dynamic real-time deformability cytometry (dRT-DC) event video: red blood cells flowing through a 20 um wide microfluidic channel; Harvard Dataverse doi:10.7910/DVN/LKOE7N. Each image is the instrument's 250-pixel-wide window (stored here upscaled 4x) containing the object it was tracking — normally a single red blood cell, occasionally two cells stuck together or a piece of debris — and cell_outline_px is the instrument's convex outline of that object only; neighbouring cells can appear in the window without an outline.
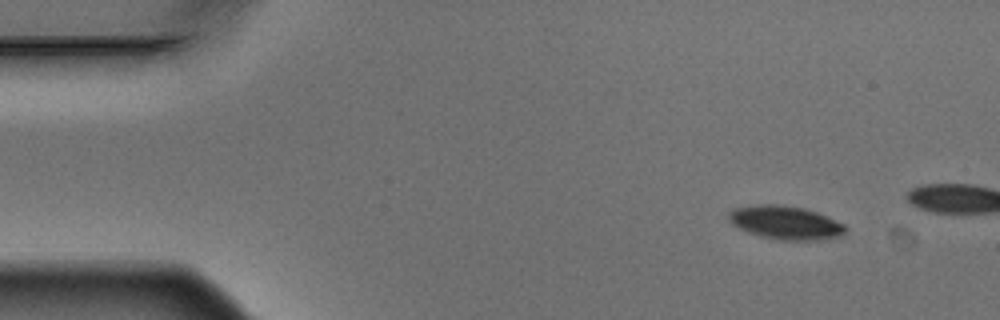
{"species": "Egyptian fruit bat (a non-hibernating species)", "species_latin": "Rousettus aegyptiacus", "temperature_condition": "warm", "stored_images_in_passage": 4, "camera_frame_rate_fps": 3000, "um_per_image_px": 0.085, "animal": {"sex": "male"}, "frame": {"image": 1, "passage_image": 1, "time_ms": 0.0, "image_size_px": [1000, 320], "cell_outline_px": [[848, 228], [840, 236], [820, 240], [780, 240], [760, 236], [748, 232], [732, 224], [728, 220], [728, 212], [736, 208], [756, 204], [780, 204], [804, 208], [816, 212], [844, 224]], "centroid_in_image_um": [66.75, 18.92], "position_along_channel_um": 18.2, "area_um2": 22.77}}